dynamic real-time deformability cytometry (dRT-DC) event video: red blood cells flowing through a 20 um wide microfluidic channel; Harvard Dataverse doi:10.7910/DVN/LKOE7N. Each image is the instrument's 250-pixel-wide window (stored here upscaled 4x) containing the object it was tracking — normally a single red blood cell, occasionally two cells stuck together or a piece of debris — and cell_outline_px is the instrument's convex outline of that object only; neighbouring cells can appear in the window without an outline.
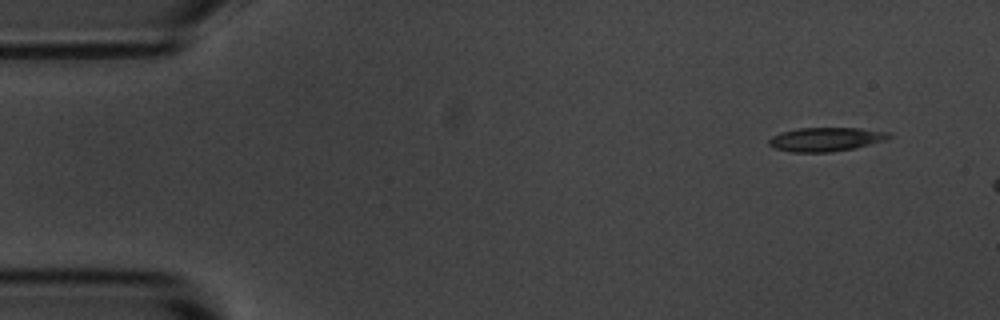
{"species": "common noctule bat (a hibernating species)", "species_latin": "Nyctalus noctula", "temperature_condition": "room temperature", "stored_images_in_passage": 2, "camera_frame_rate_fps": 3000, "um_per_image_px": 0.085, "animal": {"sex": "male", "body_mass_g": 20.1, "forearm_length_mm": 53.5}, "frame": {"image": 1, "passage_image": 2, "time_ms": 1.333, "image_size_px": [1000, 320], "cell_outline_px": [[892, 136], [884, 140], [856, 148], [832, 152], [792, 152], [776, 148], [768, 144], [768, 140], [772, 136], [780, 132], [796, 128], [860, 128], [888, 132]], "centroid_in_image_um": [70.17, 11.84], "position_along_channel_um": 14.8, "area_um2": 16.7}}